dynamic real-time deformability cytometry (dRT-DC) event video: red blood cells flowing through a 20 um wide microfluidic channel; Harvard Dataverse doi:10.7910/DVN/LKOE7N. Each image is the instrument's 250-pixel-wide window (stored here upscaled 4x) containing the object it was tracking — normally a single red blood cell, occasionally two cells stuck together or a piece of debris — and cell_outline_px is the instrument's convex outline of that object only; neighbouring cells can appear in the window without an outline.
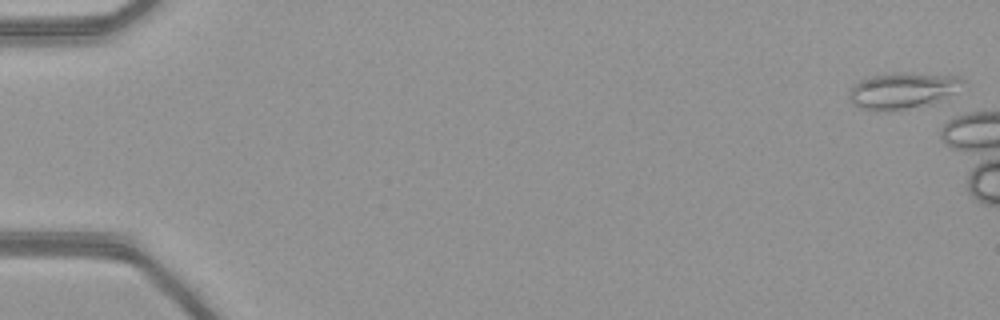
{"species": "common noctule bat (a hibernating species)", "species_latin": "Nyctalus noctula", "temperature_condition": "warm", "stored_images_in_passage": 6, "camera_frame_rate_fps": 3000, "um_per_image_px": 0.085, "animal": {"sex": "female", "body_mass_g": 21.9}, "frame": {"image": 1, "passage_image": 1, "time_ms": 0.0, "image_size_px": [1000, 320], "cell_outline_px": [[968, 84], [948, 100], [932, 104], [892, 112], [876, 112], [860, 108], [852, 104], [848, 96], [848, 92], [860, 80], [872, 76], [896, 72], [908, 72], [960, 76]], "centroid_in_image_um": [76.83, 7.73], "position_along_channel_um": 8.2, "area_um2": 25.26}}